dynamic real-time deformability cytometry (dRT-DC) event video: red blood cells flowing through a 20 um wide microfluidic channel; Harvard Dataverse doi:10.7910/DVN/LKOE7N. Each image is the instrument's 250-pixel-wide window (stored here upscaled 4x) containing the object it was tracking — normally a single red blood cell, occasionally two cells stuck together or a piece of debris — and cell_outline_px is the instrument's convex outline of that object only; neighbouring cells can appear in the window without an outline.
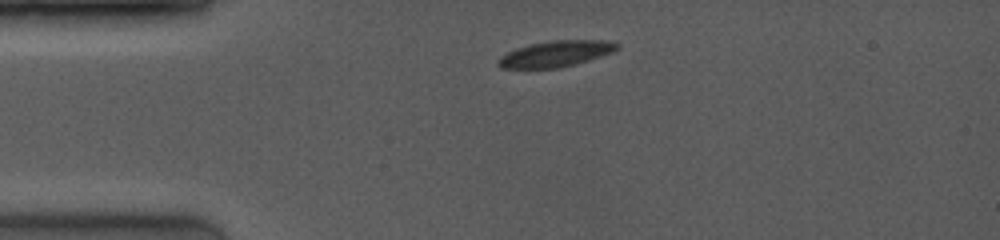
{"species": "common noctule bat (a hibernating species)", "species_latin": "Nyctalus noctula", "temperature_condition": "room temperature", "stored_images_in_passage": 22, "camera_frame_rate_fps": 4000, "um_per_image_px": 0.085, "animal": {"sex": "female", "body_mass_g": 19.0, "forearm_length_mm": 53.3}, "frame": {"image": 1, "passage_image": 1, "time_ms": 0.0, "image_size_px": [1000, 240], "cell_outline_px": [[620, 48], [612, 52], [588, 60], [560, 68], [500, 68], [496, 64], [496, 60], [500, 56], [516, 48], [528, 44], [548, 40], [608, 40], [620, 44]], "centroid_in_image_um": [47.21, 4.56], "position_along_channel_um": 37.8, "area_um2": 18.21}}
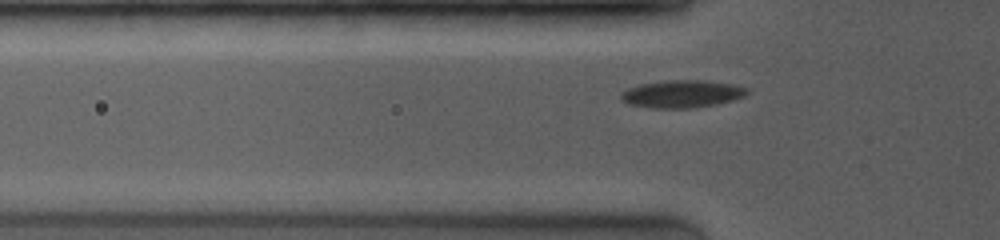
{"frame": {"image": 2, "passage_image": 8, "time_ms": 1.5, "image_size_px": [1000, 240], "cell_outline_px": [[748, 92], [744, 96], [732, 100], [716, 104], [696, 108], [652, 108], [628, 104], [620, 100], [620, 92], [628, 88], [640, 84], [668, 80], [704, 80], [732, 84], [748, 88]], "centroid_in_image_um": [57.93, 7.98], "position_along_channel_um": 67.9, "area_um2": 20.35}}
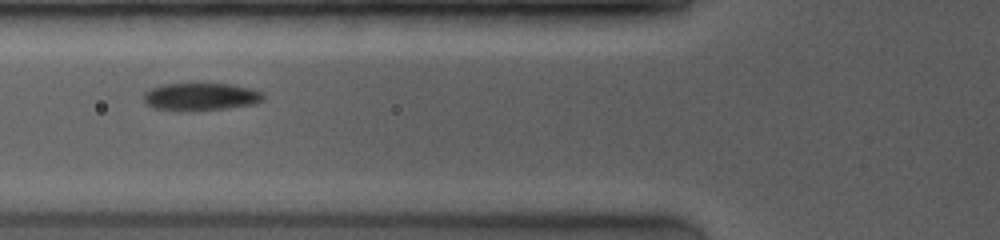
{"frame": {"image": 3, "passage_image": 12, "time_ms": 2.5, "image_size_px": [1000, 240], "cell_outline_px": [[264, 100], [256, 104], [228, 108], [188, 112], [180, 112], [152, 108], [144, 100], [144, 92], [152, 88], [164, 84], [232, 84], [252, 88], [264, 92]], "centroid_in_image_um": [17.1, 8.24], "position_along_channel_um": 108.7, "area_um2": 19.71}}